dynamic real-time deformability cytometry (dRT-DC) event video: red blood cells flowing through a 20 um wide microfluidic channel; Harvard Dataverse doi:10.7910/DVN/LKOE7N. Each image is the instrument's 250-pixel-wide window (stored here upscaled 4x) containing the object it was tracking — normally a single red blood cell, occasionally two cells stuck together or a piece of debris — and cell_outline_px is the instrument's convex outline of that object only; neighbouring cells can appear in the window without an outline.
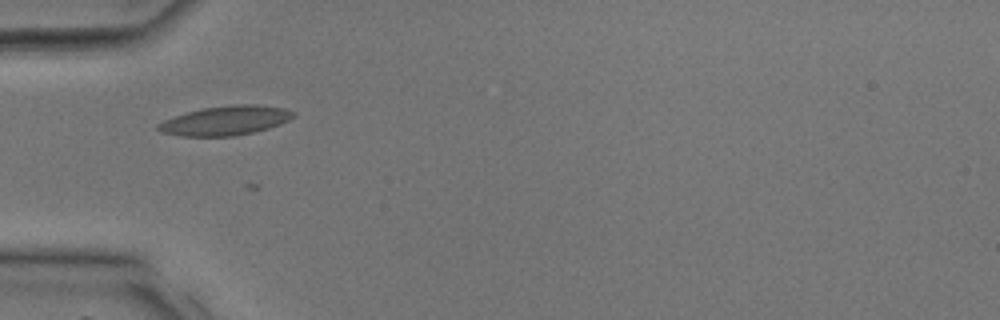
{"species": "common noctule bat (a hibernating species)", "species_latin": "Nyctalus noctula", "temperature_condition": "room temperature", "stored_images_in_passage": 28, "camera_frame_rate_fps": 3000, "um_per_image_px": 0.085, "animal": {"sex": "male", "body_mass_g": 17.9, "forearm_length_mm": 54.2}, "frame": {"image": 1, "passage_image": 2, "time_ms": 0.333, "image_size_px": [1000, 320], "cell_outline_px": [[296, 116], [280, 124], [268, 128], [252, 132], [232, 136], [180, 136], [160, 132], [156, 128], [156, 124], [164, 120], [188, 112], [204, 108], [236, 104], [256, 104], [284, 108], [296, 112]], "centroid_in_image_um": [19.17, 10.25], "position_along_channel_um": 65.8, "area_um2": 23.0}}
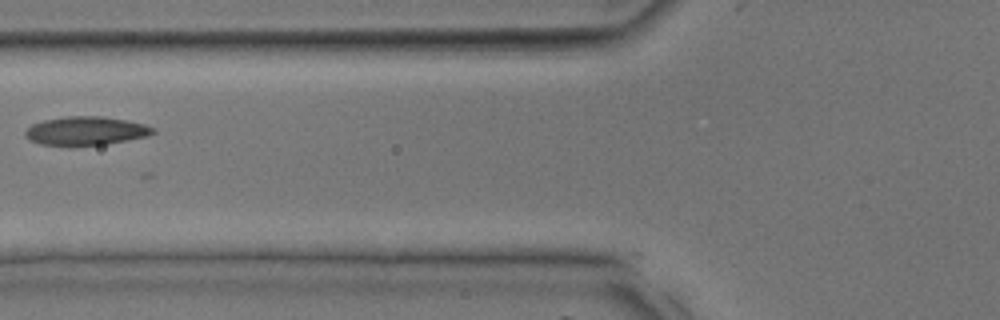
{"frame": {"image": 2, "passage_image": 5, "time_ms": 1.333, "image_size_px": [1000, 320], "cell_outline_px": [[156, 132], [148, 136], [104, 144], [72, 148], [68, 148], [40, 144], [32, 140], [24, 132], [32, 124], [44, 120], [64, 116], [100, 116], [124, 120], [144, 124], [156, 128]], "centroid_in_image_um": [7.29, 11.15], "position_along_channel_um": 118.5, "area_um2": 21.68}}